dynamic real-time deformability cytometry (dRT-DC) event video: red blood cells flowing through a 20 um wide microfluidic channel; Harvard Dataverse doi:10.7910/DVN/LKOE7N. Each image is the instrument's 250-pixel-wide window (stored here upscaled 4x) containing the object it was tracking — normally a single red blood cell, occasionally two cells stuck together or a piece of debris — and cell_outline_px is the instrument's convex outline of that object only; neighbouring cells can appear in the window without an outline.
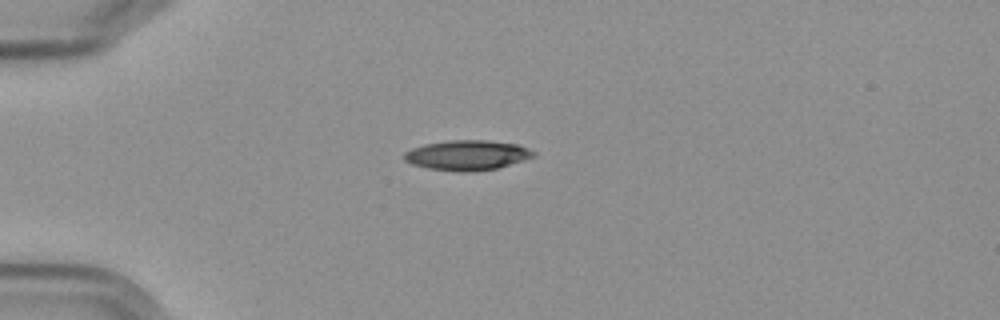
{"species": "Egyptian fruit bat (a non-hibernating species)", "species_latin": "Rousettus aegyptiacus", "temperature_condition": "cold", "stored_images_in_passage": 2, "camera_frame_rate_fps": 3000, "um_per_image_px": 0.085, "frame": {"image": 1, "passage_image": 2, "time_ms": 1.333, "image_size_px": [1000, 320], "cell_outline_px": [[536, 156], [524, 160], [496, 168], [472, 172], [460, 172], [428, 168], [412, 164], [404, 160], [404, 152], [412, 148], [424, 144], [448, 140], [488, 140], [516, 144], [528, 148], [536, 152]], "centroid_in_image_um": [39.71, 13.19], "position_along_channel_um": 45.3, "area_um2": 22.66}}